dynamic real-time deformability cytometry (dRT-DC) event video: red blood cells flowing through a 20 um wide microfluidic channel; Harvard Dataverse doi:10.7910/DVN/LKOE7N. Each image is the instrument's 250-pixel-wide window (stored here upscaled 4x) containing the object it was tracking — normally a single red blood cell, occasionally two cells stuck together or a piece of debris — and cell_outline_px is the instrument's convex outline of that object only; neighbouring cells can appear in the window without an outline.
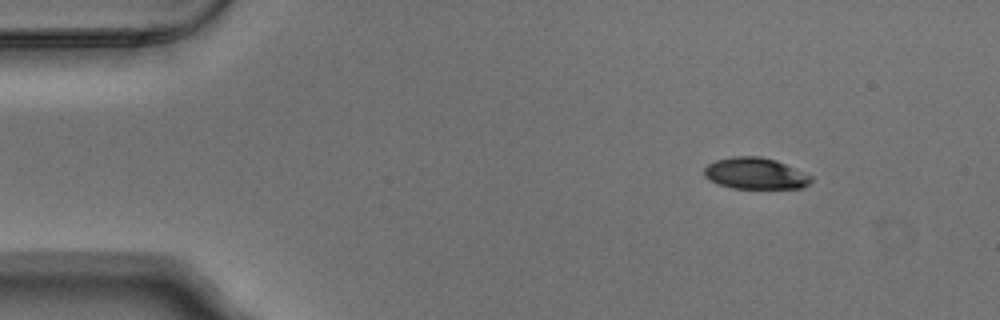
{"species": "Egyptian fruit bat (a non-hibernating species)", "species_latin": "Rousettus aegyptiacus", "temperature_condition": "warm", "stored_images_in_passage": 5, "camera_frame_rate_fps": 3000, "um_per_image_px": 0.085, "animal": {"sex": "male"}, "frame": {"image": 1, "passage_image": 1, "time_ms": 0.0, "image_size_px": [1000, 320], "cell_outline_px": [[812, 180], [808, 184], [800, 188], [732, 188], [708, 180], [704, 176], [704, 168], [708, 164], [716, 160], [732, 156], [760, 156], [776, 160], [812, 176]], "centroid_in_image_um": [64.17, 14.74], "position_along_channel_um": 20.8, "area_um2": 19.48}}
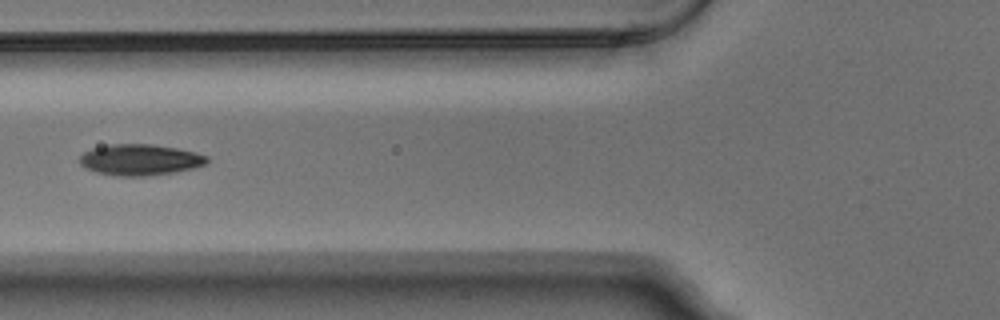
{"frame": {"image": 2, "passage_image": 5, "time_ms": 1.333, "image_size_px": [1000, 320], "cell_outline_px": [[208, 160], [204, 164], [192, 168], [172, 172], [144, 176], [116, 176], [96, 172], [80, 164], [80, 156], [84, 152], [92, 148], [108, 144], [152, 144], [176, 148], [208, 156]], "centroid_in_image_um": [11.86, 13.57], "position_along_channel_um": 113.9, "area_um2": 22.77}}